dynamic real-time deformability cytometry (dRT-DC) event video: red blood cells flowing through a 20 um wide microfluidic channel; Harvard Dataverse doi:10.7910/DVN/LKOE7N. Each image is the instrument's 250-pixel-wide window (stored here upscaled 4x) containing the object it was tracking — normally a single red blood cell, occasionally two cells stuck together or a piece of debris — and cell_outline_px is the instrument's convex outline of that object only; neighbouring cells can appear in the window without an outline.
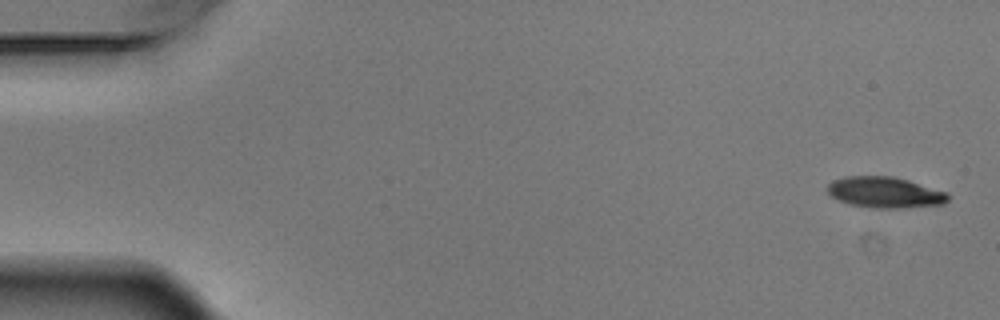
{"species": "Egyptian fruit bat (a non-hibernating species)", "species_latin": "Rousettus aegyptiacus", "temperature_condition": "warm", "stored_images_in_passage": 5, "camera_frame_rate_fps": 3000, "um_per_image_px": 0.085, "animal": {"sex": "male"}, "frame": {"image": 1, "passage_image": 1, "time_ms": 0.0, "image_size_px": [1000, 320], "cell_outline_px": [[948, 200], [944, 204], [896, 208], [876, 208], [852, 204], [840, 200], [832, 196], [828, 192], [828, 184], [832, 180], [844, 176], [892, 176], [908, 180], [944, 192], [948, 196]], "centroid_in_image_um": [75.18, 16.34], "position_along_channel_um": 9.8, "area_um2": 21.33}}
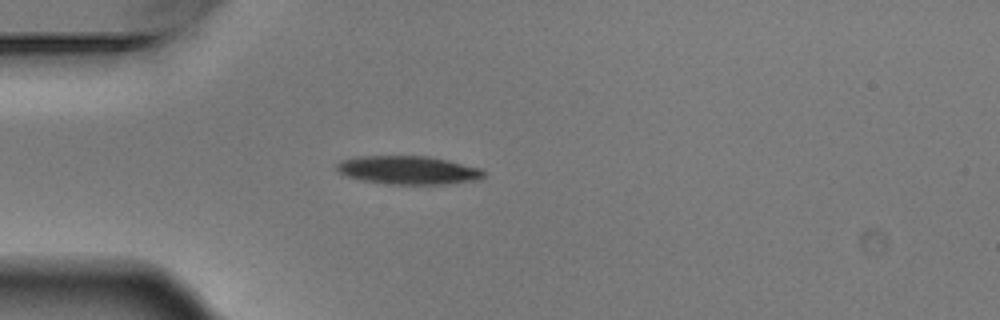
{"frame": {"image": 2, "passage_image": 4, "time_ms": 1.0, "image_size_px": [1000, 320], "cell_outline_px": [[484, 176], [480, 180], [440, 184], [388, 184], [360, 180], [348, 176], [340, 172], [336, 168], [336, 164], [340, 160], [356, 156], [428, 156], [448, 160], [480, 168], [484, 172]], "centroid_in_image_um": [34.68, 14.45], "position_along_channel_um": 50.3, "area_um2": 24.33}}